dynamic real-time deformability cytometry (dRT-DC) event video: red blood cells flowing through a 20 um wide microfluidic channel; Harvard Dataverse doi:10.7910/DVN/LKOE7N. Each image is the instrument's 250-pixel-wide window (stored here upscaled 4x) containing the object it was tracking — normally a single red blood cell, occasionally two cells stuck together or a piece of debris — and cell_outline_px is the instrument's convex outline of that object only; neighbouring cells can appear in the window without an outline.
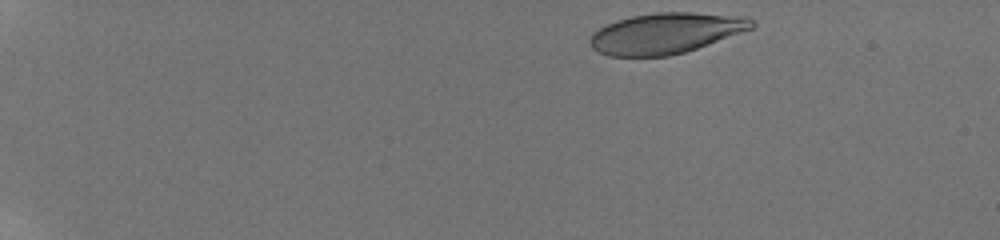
{"species": "human", "species_latin": "Homo sapiens", "temperature_condition": "room temperature", "stored_images_in_passage": 18, "camera_frame_rate_fps": 3000, "um_per_image_px": 0.085, "donor": {"sex": "male"}, "frame": {"image": 1, "passage_image": 1, "time_ms": 0.0, "image_size_px": [1000, 240], "cell_outline_px": [[756, 24], [752, 28], [696, 48], [684, 52], [668, 56], [608, 56], [592, 48], [588, 44], [588, 40], [592, 32], [616, 20], [632, 16], [656, 12], [692, 12], [748, 16]], "centroid_in_image_um": [56.56, 2.81], "position_along_channel_um": 28.4, "area_um2": 38.32}}
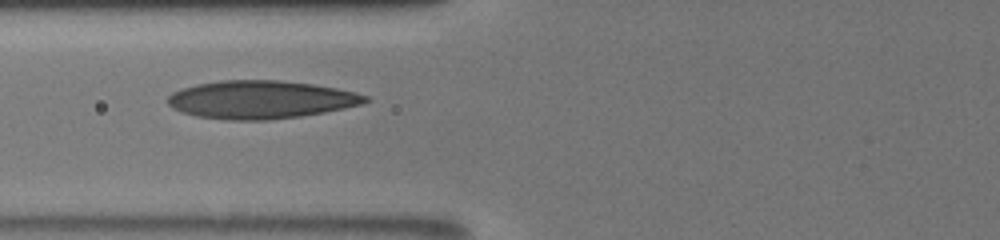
{"frame": {"image": 2, "passage_image": 10, "time_ms": 5.333, "image_size_px": [1000, 240], "cell_outline_px": [[368, 100], [360, 104], [344, 108], [324, 112], [300, 116], [268, 120], [224, 120], [196, 116], [180, 112], [172, 108], [168, 104], [168, 96], [172, 92], [180, 88], [196, 84], [220, 80], [280, 80], [312, 84], [336, 88], [356, 92], [368, 96]], "centroid_in_image_um": [22.11, 8.47], "position_along_channel_um": 103.7, "area_um2": 43.93}}
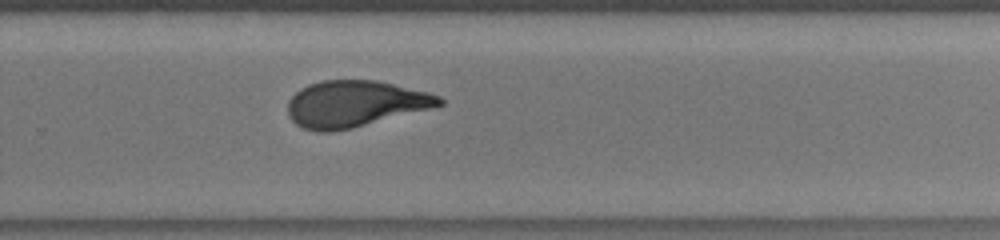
{"frame": {"image": 3, "passage_image": 18, "time_ms": 10.333, "image_size_px": [1000, 240], "cell_outline_px": [[444, 104], [352, 128], [328, 132], [320, 132], [304, 128], [296, 124], [288, 116], [288, 100], [300, 88], [308, 84], [320, 80], [376, 80], [428, 92], [440, 96], [444, 100]], "centroid_in_image_um": [30.12, 8.81], "position_along_channel_um": 299.7, "area_um2": 40.63}}